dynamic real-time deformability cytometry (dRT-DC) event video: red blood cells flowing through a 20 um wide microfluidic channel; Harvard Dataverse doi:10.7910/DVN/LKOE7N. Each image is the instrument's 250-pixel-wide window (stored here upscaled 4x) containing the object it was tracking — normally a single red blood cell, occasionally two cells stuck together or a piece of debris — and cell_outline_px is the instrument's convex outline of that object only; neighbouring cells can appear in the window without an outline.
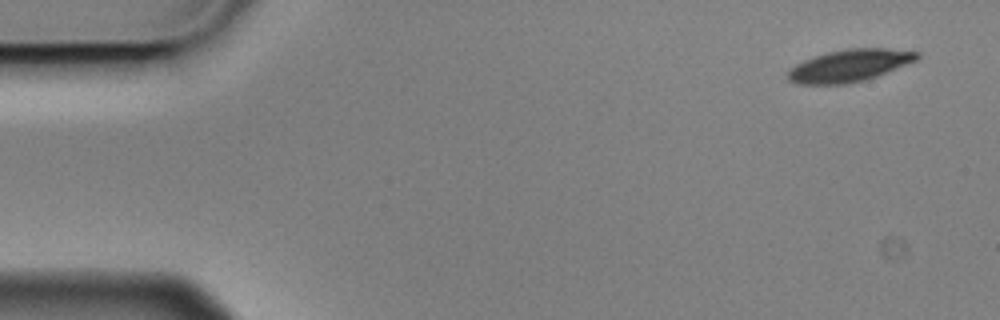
{"species": "Egyptian fruit bat (a non-hibernating species)", "species_latin": "Rousettus aegyptiacus", "temperature_condition": "cold", "stored_images_in_passage": 9, "camera_frame_rate_fps": 3000, "um_per_image_px": 0.085, "animal": {"sex": "male"}, "frame": {"image": 1, "passage_image": 1, "time_ms": 0.0, "image_size_px": [1000, 320], "cell_outline_px": [[920, 56], [916, 60], [888, 72], [864, 80], [848, 84], [796, 84], [788, 80], [788, 72], [796, 64], [804, 60], [828, 52], [848, 48], [888, 48], [920, 52]], "centroid_in_image_um": [72.22, 5.57], "position_along_channel_um": 12.8, "area_um2": 24.1}}
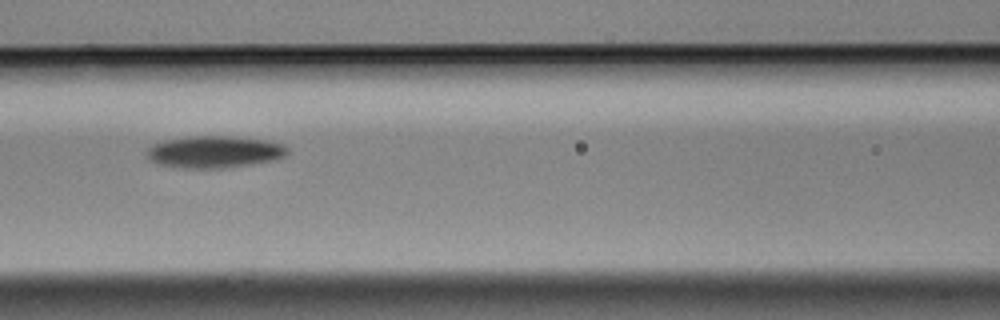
{"frame": {"image": 2, "passage_image": 7, "time_ms": 2.0, "image_size_px": [1000, 320], "cell_outline_px": [[288, 152], [284, 156], [276, 160], [224, 168], [184, 168], [160, 164], [148, 160], [148, 148], [152, 144], [164, 140], [188, 136], [232, 136], [264, 140], [284, 144], [288, 148]], "centroid_in_image_um": [18.23, 12.9], "position_along_channel_um": 148.4, "area_um2": 26.24}}
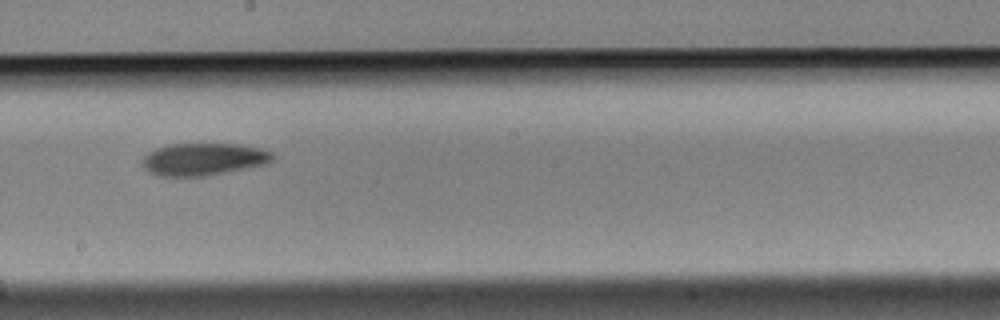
{"frame": {"image": 3, "passage_image": 9, "time_ms": 2.667, "image_size_px": [1000, 320], "cell_outline_px": [[276, 160], [268, 164], [208, 176], [156, 176], [148, 172], [144, 168], [140, 160], [148, 152], [156, 148], [172, 144], [240, 144], [260, 148], [272, 152], [276, 156]], "centroid_in_image_um": [17.33, 13.54], "position_along_channel_um": 230.9, "area_um2": 25.03}}